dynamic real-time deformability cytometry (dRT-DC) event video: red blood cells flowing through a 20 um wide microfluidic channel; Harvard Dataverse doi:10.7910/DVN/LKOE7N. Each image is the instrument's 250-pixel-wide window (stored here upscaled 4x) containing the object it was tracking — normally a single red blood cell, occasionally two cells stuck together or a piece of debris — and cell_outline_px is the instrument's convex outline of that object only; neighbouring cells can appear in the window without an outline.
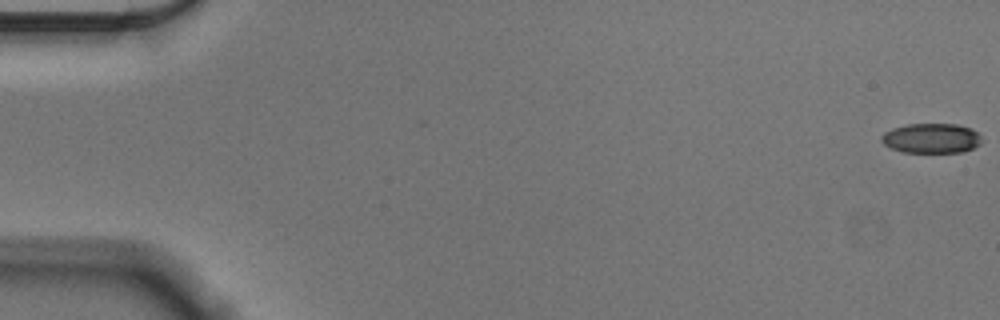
{"species": "Egyptian fruit bat (a non-hibernating species)", "species_latin": "Rousettus aegyptiacus", "temperature_condition": "cold", "stored_images_in_passage": 57, "camera_frame_rate_fps": 3000, "um_per_image_px": 0.085, "animal": {"sex": "male"}, "frame": {"image": 1, "passage_image": 1, "time_ms": 0.0, "image_size_px": [1000, 320], "cell_outline_px": [[980, 144], [964, 152], [904, 152], [892, 148], [884, 144], [880, 140], [880, 136], [884, 132], [892, 128], [908, 124], [960, 124], [972, 128], [980, 136]], "centroid_in_image_um": [79.16, 11.74], "position_along_channel_um": 5.8, "area_um2": 17.46}}
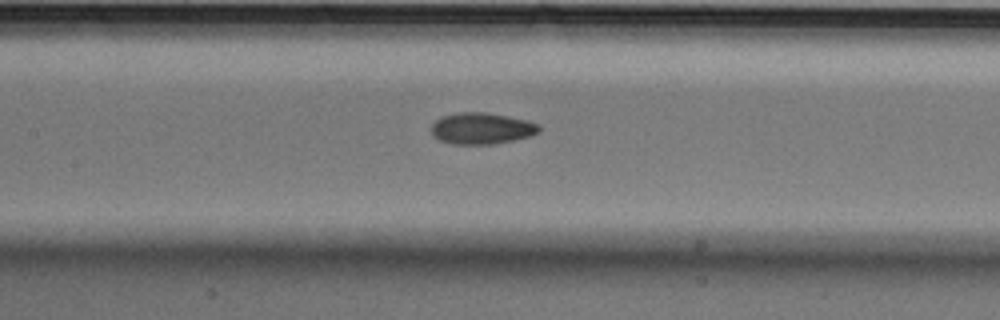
{"frame": {"image": 2, "passage_image": 27, "time_ms": 8.667, "image_size_px": [1000, 320], "cell_outline_px": [[540, 132], [532, 136], [516, 140], [492, 144], [452, 144], [440, 140], [432, 136], [428, 128], [440, 116], [456, 112], [488, 112], [528, 120], [540, 124]], "centroid_in_image_um": [40.93, 10.91], "position_along_channel_um": 166.5, "area_um2": 20.29}}
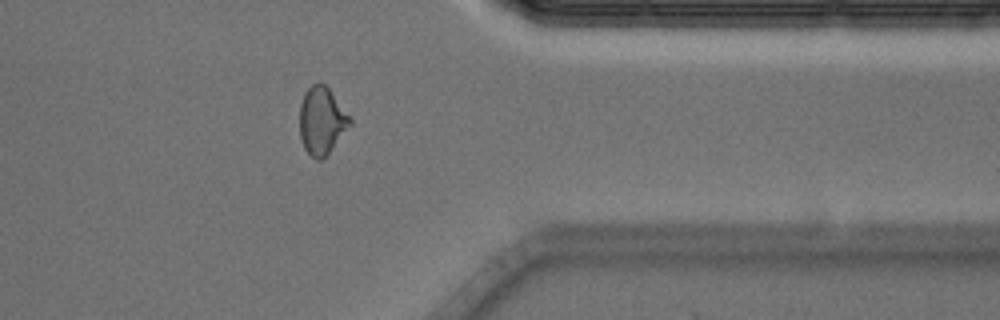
{"frame": {"image": 3, "passage_image": 46, "time_ms": 15.0, "image_size_px": [1000, 320], "cell_outline_px": [[352, 124], [332, 148], [320, 160], [316, 160], [304, 148], [300, 136], [300, 104], [304, 92], [312, 84], [324, 84], [328, 88], [352, 120]], "centroid_in_image_um": [27.33, 10.26], "position_along_channel_um": 384.1, "area_um2": 19.36}, "authors_computed_cell_mechanics": {"area_um2": 19.3052, "velocity_mm_per_s": 3.6016, "shape_relaxation_time_tau1_ms": 6.4321, "shape_relaxation_time_tau2_ms": 3.4503, "deformation_change_tau1": 0.1377, "deformation_change_tau2": 0.078}}